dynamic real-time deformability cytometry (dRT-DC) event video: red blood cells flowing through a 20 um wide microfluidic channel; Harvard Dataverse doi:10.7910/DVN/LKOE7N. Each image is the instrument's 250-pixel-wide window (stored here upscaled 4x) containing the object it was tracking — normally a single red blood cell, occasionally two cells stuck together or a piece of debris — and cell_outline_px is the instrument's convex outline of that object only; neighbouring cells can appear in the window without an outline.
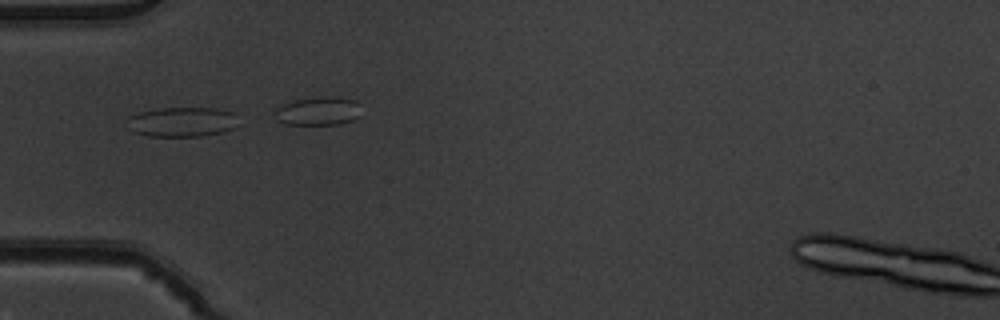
{"species": "common noctule bat (a hibernating species)", "species_latin": "Nyctalus noctula", "temperature_condition": "warm", "stored_images_in_passage": 11, "segment_of_instrument_passage": [2, 2], "camera_frame_rate_fps": 3000, "um_per_image_px": 0.085, "animal": {"sex": "male", "body_mass_g": 19.5, "forearm_length_mm": 54.6}, "frame": {"image": 1, "passage_image": 8, "time_ms": 2.333, "image_size_px": [1000, 320], "cell_outline_px": [[236, 128], [220, 132], [200, 136], [148, 136], [132, 132], [128, 128], [124, 120], [128, 116], [140, 112], [160, 108], [216, 108], [236, 112]], "centroid_in_image_um": [15.43, 10.36], "position_along_channel_um": 69.6, "area_um2": 19.54}}